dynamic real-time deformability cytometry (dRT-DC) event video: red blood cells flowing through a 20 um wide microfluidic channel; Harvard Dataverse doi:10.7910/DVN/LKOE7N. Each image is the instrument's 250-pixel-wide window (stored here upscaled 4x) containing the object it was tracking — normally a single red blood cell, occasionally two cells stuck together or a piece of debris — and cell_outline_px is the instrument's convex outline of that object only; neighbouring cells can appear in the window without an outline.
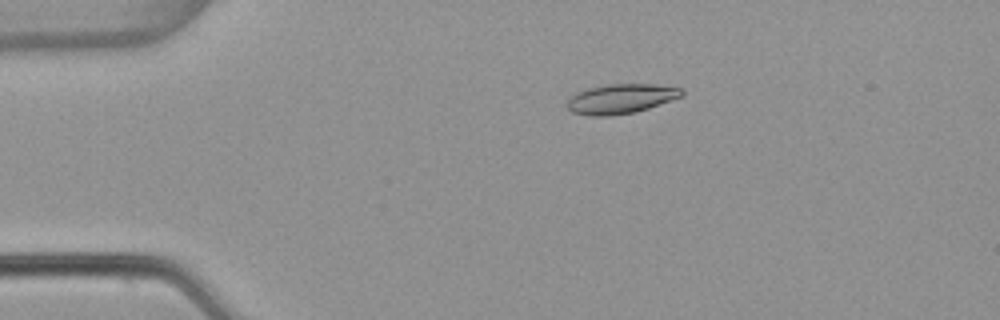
{"species": "common noctule bat (a hibernating species)", "species_latin": "Nyctalus noctula", "temperature_condition": "warm", "stored_images_in_passage": 4, "camera_frame_rate_fps": 3000, "um_per_image_px": 0.085, "animal": {"sex": "female", "body_mass_g": 22.7, "forearm_length_mm": 54.2}, "frame": {"image": 1, "passage_image": 3, "time_ms": 0.667, "image_size_px": [1000, 320], "cell_outline_px": [[684, 96], [636, 112], [612, 116], [588, 116], [572, 112], [568, 108], [568, 100], [572, 96], [588, 88], [608, 84], [656, 84], [684, 88]], "centroid_in_image_um": [52.84, 8.4], "position_along_channel_um": 32.2, "area_um2": 19.88}}